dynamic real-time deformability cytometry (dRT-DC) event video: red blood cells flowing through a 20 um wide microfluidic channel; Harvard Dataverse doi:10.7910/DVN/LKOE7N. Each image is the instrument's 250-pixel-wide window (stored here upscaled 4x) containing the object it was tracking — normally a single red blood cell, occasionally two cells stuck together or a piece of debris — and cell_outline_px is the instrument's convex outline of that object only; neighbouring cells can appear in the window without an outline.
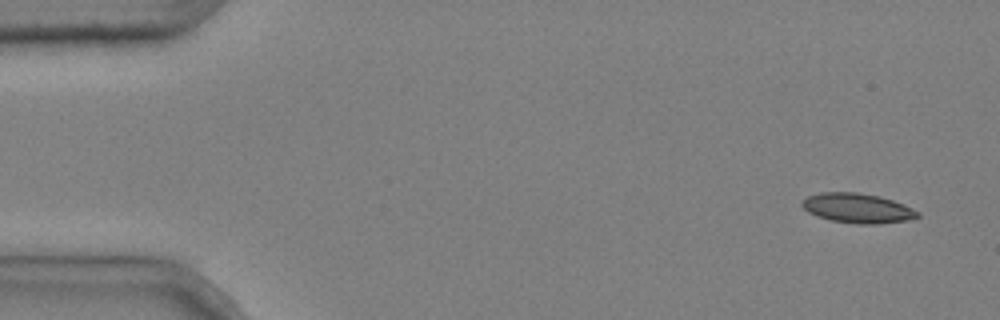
{"species": "common noctule bat (a hibernating species)", "species_latin": "Nyctalus noctula", "temperature_condition": "cold", "stored_images_in_passage": 7, "camera_frame_rate_fps": 3000, "um_per_image_px": 0.085, "animal": {"sex": "male", "body_mass_g": 20.4}, "frame": {"image": 1, "passage_image": 1, "time_ms": 0.0, "image_size_px": [1000, 320], "cell_outline_px": [[920, 216], [908, 220], [876, 224], [860, 224], [832, 220], [816, 216], [808, 212], [800, 204], [808, 196], [820, 192], [856, 192], [880, 196], [904, 204], [920, 212]], "centroid_in_image_um": [72.9, 17.69], "position_along_channel_um": 12.1, "area_um2": 19.94}}
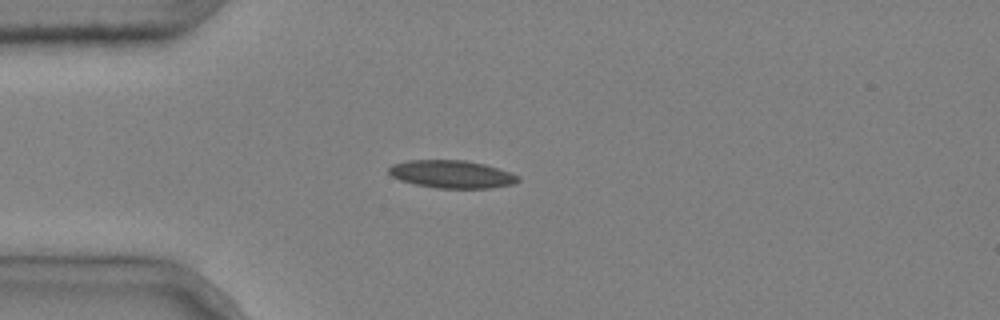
{"frame": {"image": 2, "passage_image": 4, "time_ms": 1.0, "image_size_px": [1000, 320], "cell_outline_px": [[520, 180], [512, 184], [488, 188], [436, 188], [416, 184], [400, 180], [392, 176], [388, 172], [388, 168], [392, 164], [408, 160], [464, 160], [484, 164], [520, 176]], "centroid_in_image_um": [38.37, 14.8], "position_along_channel_um": 46.6, "area_um2": 20.75}}